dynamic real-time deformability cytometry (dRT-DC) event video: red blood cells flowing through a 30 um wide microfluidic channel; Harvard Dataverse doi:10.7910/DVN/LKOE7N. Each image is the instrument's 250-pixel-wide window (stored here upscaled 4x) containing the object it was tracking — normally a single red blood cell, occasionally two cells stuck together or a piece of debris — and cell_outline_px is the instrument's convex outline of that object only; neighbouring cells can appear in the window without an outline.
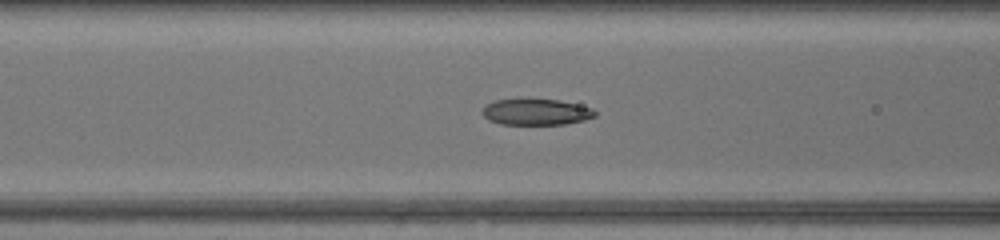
{"species": "common noctule bat (a hibernating species)", "species_latin": "Nyctalus noctula", "temperature_condition": "warm", "stored_images_in_passage": 29, "camera_frame_rate_fps": 3000, "um_per_image_px": 0.085, "animal": {"sex": "female", "body_mass_g": 17.0, "forearm_length_mm": 48.0}, "frame": {"image": 1, "passage_image": 10, "time_ms": 3.0, "image_size_px": [1000, 240], "cell_outline_px": [[596, 116], [584, 120], [564, 124], [500, 124], [488, 120], [484, 116], [484, 108], [488, 104], [496, 100], [556, 100], [592, 108], [596, 112]], "centroid_in_image_um": [45.59, 9.54], "position_along_channel_um": 121.0, "area_um2": 16.65}}
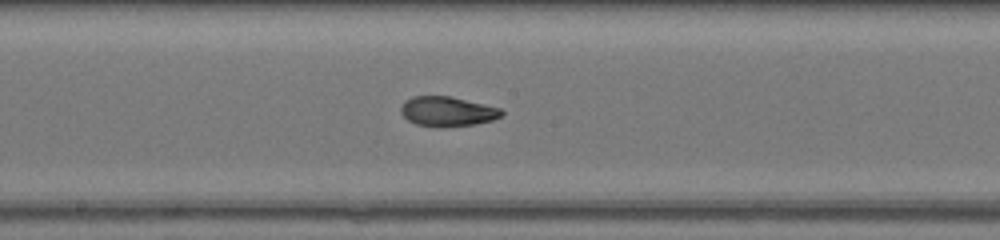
{"frame": {"image": 2, "passage_image": 16, "time_ms": 5.0, "image_size_px": [1000, 240], "cell_outline_px": [[504, 112], [500, 116], [492, 120], [476, 124], [444, 128], [436, 128], [416, 124], [408, 120], [400, 112], [400, 108], [404, 100], [412, 96], [448, 96], [500, 108]], "centroid_in_image_um": [37.98, 9.49], "position_along_channel_um": 210.2, "area_um2": 17.57}}
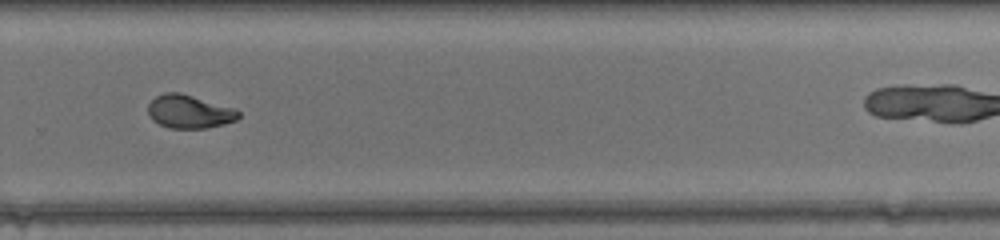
{"frame": {"image": 3, "passage_image": 23, "time_ms": 7.333, "image_size_px": [1000, 240], "cell_outline_px": [[240, 116], [236, 120], [224, 124], [208, 128], [172, 128], [160, 124], [152, 120], [148, 112], [148, 104], [156, 96], [164, 92], [180, 92], [236, 108], [240, 112]], "centroid_in_image_um": [16.11, 9.48], "position_along_channel_um": 313.7, "area_um2": 17.69}}